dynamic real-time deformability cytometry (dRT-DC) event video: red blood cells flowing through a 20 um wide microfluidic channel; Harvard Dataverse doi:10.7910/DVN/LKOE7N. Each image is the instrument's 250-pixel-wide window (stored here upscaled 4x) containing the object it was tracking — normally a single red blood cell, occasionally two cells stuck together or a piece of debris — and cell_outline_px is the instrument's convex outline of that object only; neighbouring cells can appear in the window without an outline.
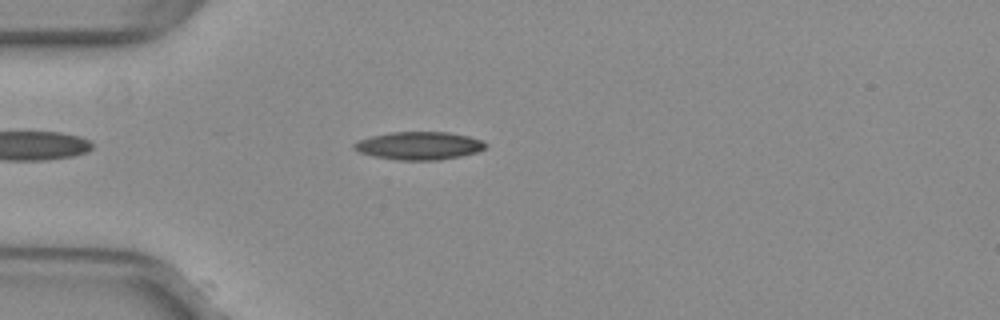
{"species": "common noctule bat (a hibernating species)", "species_latin": "Nyctalus noctula", "temperature_condition": "warm", "stored_images_in_passage": 36, "camera_frame_rate_fps": 3000, "um_per_image_px": 0.085, "animal": {"sex": "female", "body_mass_g": 29.2, "forearm_length_mm": 56.3}, "frame": {"image": 1, "passage_image": 2, "time_ms": 0.333, "image_size_px": [1000, 320], "cell_outline_px": [[488, 144], [484, 148], [476, 152], [460, 156], [440, 160], [396, 160], [376, 156], [360, 152], [352, 148], [352, 144], [360, 140], [372, 136], [392, 132], [448, 132], [468, 136], [480, 140]], "centroid_in_image_um": [35.62, 12.38], "position_along_channel_um": 49.4, "area_um2": 21.21}}
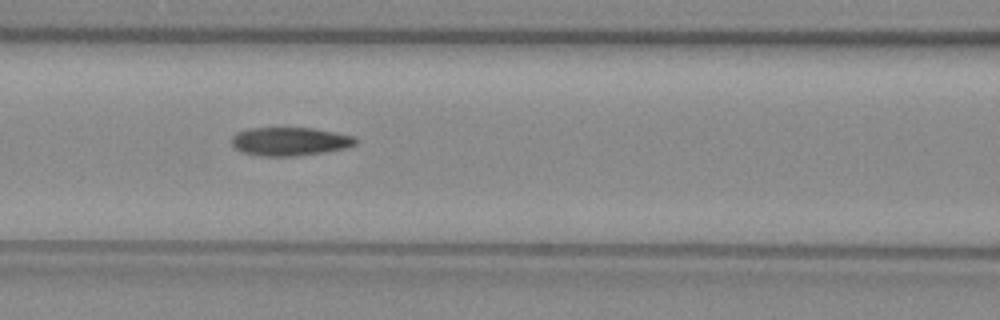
{"frame": {"image": 2, "passage_image": 10, "time_ms": 3.0, "image_size_px": [1000, 320], "cell_outline_px": [[356, 144], [344, 148], [324, 152], [296, 156], [260, 156], [244, 152], [236, 148], [232, 144], [232, 136], [236, 132], [248, 128], [312, 128], [336, 132], [356, 136]], "centroid_in_image_um": [24.64, 12.01], "position_along_channel_um": 142.0, "area_um2": 20.52}}
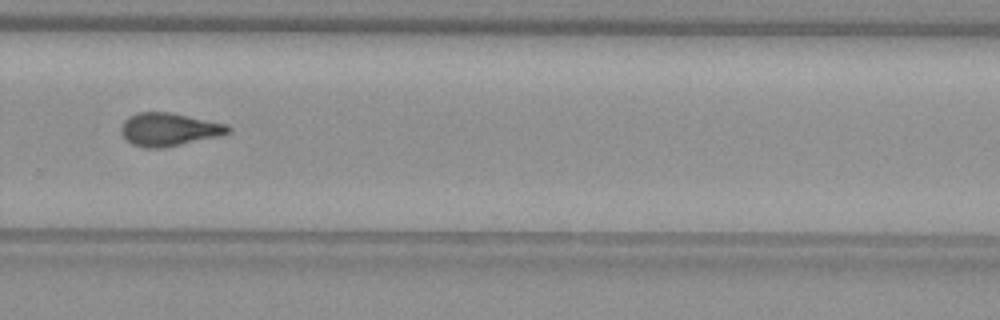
{"frame": {"image": 3, "passage_image": 23, "time_ms": 7.333, "image_size_px": [1000, 320], "cell_outline_px": [[232, 128], [228, 132], [216, 136], [180, 144], [160, 148], [144, 148], [132, 144], [120, 132], [120, 128], [124, 120], [128, 116], [136, 112], [168, 112], [228, 124]], "centroid_in_image_um": [14.31, 10.99], "position_along_channel_um": 315.5, "area_um2": 20.35}, "authors_computed_cell_mechanics": {"area_um2": 20.4901, "velocity_mm_per_s": 4.0199, "shape_relaxation_time_tau1_ms": 7.9096, "shape_relaxation_time_tau2_ms": 3.0783, "deformation_change_tau1": 0.2451, "deformation_change_tau2": 0.126}}